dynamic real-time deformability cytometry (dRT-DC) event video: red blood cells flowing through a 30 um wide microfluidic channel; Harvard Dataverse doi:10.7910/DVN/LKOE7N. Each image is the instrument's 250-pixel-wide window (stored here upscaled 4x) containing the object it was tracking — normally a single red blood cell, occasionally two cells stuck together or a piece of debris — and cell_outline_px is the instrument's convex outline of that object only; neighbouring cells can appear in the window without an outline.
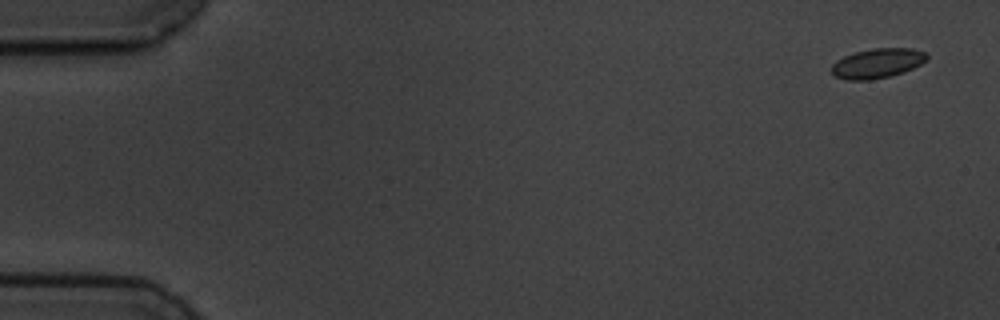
{"species": "common noctule bat (a hibernating species)", "species_latin": "Nyctalus noctula", "temperature_condition": "cold", "stored_images_in_passage": 4, "camera_frame_rate_fps": 3000, "um_per_image_px": 0.085, "animal": {"sex": "male", "body_mass_g": 19.5, "forearm_length_mm": 54.6}, "frame": {"image": 1, "passage_image": 1, "time_ms": 0.0, "image_size_px": [1000, 320], "cell_outline_px": [[928, 60], [904, 72], [892, 76], [868, 80], [848, 80], [836, 76], [828, 68], [836, 60], [844, 56], [856, 52], [872, 48], [912, 48], [924, 52], [928, 56]], "centroid_in_image_um": [74.56, 5.38], "position_along_channel_um": 10.4, "area_um2": 16.59}}